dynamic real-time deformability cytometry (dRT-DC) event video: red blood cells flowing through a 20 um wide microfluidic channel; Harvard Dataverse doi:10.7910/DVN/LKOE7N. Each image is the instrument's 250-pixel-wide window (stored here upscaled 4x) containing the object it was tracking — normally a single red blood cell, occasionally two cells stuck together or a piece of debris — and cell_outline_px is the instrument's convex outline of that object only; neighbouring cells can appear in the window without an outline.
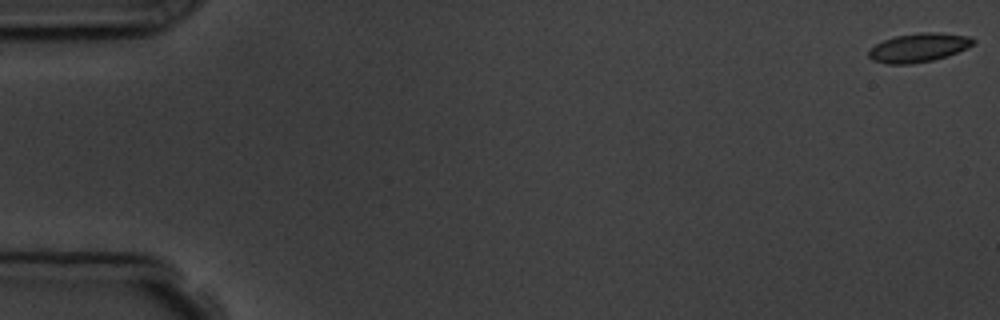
{"species": "common noctule bat (a hibernating species)", "species_latin": "Nyctalus noctula", "temperature_condition": "room temperature", "stored_images_in_passage": 7, "camera_frame_rate_fps": 3000, "um_per_image_px": 0.085, "animal": {"sex": "male", "body_mass_g": 19.5, "forearm_length_mm": 54.6}, "frame": {"image": 1, "passage_image": 1, "time_ms": 0.0, "image_size_px": [1000, 320], "cell_outline_px": [[976, 40], [968, 48], [932, 60], [912, 64], [888, 64], [872, 60], [868, 56], [868, 52], [876, 44], [884, 40], [896, 36], [920, 32], [936, 32], [972, 36]], "centroid_in_image_um": [78.09, 4.04], "position_along_channel_um": 6.9, "area_um2": 17.46}}
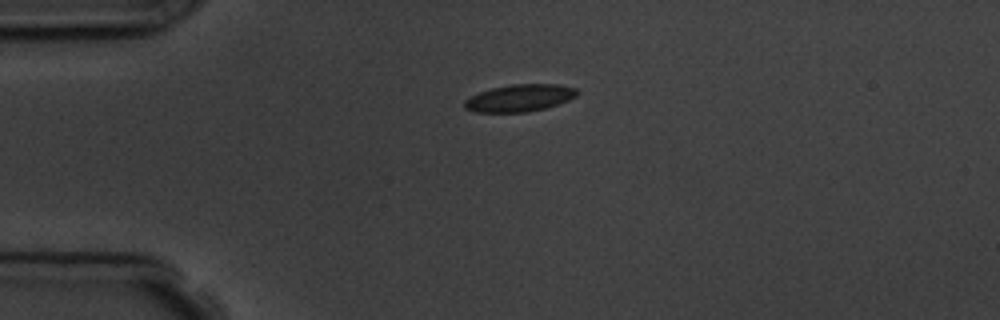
{"frame": {"image": 2, "passage_image": 5, "time_ms": 4.333, "image_size_px": [1000, 320], "cell_outline_px": [[580, 92], [576, 96], [568, 100], [544, 108], [528, 112], [476, 112], [464, 108], [464, 100], [480, 92], [492, 88], [512, 84], [560, 84], [576, 88]], "centroid_in_image_um": [44.18, 8.32], "position_along_channel_um": 40.8, "area_um2": 17.74}}